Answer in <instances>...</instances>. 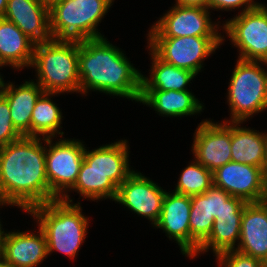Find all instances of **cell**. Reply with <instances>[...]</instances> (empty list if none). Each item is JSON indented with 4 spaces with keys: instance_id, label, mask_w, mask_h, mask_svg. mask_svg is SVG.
Instances as JSON below:
<instances>
[{
    "instance_id": "cell-1",
    "label": "cell",
    "mask_w": 267,
    "mask_h": 267,
    "mask_svg": "<svg viewBox=\"0 0 267 267\" xmlns=\"http://www.w3.org/2000/svg\"><path fill=\"white\" fill-rule=\"evenodd\" d=\"M41 139V136H23L0 147V198L26 213L49 202L45 147Z\"/></svg>"
},
{
    "instance_id": "cell-2",
    "label": "cell",
    "mask_w": 267,
    "mask_h": 267,
    "mask_svg": "<svg viewBox=\"0 0 267 267\" xmlns=\"http://www.w3.org/2000/svg\"><path fill=\"white\" fill-rule=\"evenodd\" d=\"M106 39L79 41L80 93L99 91L139 102L142 73Z\"/></svg>"
},
{
    "instance_id": "cell-3",
    "label": "cell",
    "mask_w": 267,
    "mask_h": 267,
    "mask_svg": "<svg viewBox=\"0 0 267 267\" xmlns=\"http://www.w3.org/2000/svg\"><path fill=\"white\" fill-rule=\"evenodd\" d=\"M28 214L37 221V226L44 232L48 255L61 252L74 258L87 236L90 221L82 213L80 202L70 203L55 199L31 208Z\"/></svg>"
},
{
    "instance_id": "cell-4",
    "label": "cell",
    "mask_w": 267,
    "mask_h": 267,
    "mask_svg": "<svg viewBox=\"0 0 267 267\" xmlns=\"http://www.w3.org/2000/svg\"><path fill=\"white\" fill-rule=\"evenodd\" d=\"M79 41L52 39L34 46L31 67L45 92L80 93Z\"/></svg>"
},
{
    "instance_id": "cell-5",
    "label": "cell",
    "mask_w": 267,
    "mask_h": 267,
    "mask_svg": "<svg viewBox=\"0 0 267 267\" xmlns=\"http://www.w3.org/2000/svg\"><path fill=\"white\" fill-rule=\"evenodd\" d=\"M114 0H62L49 8L53 39L76 40L104 37L97 26Z\"/></svg>"
},
{
    "instance_id": "cell-6",
    "label": "cell",
    "mask_w": 267,
    "mask_h": 267,
    "mask_svg": "<svg viewBox=\"0 0 267 267\" xmlns=\"http://www.w3.org/2000/svg\"><path fill=\"white\" fill-rule=\"evenodd\" d=\"M237 60L228 85L229 121L244 122L267 109V71L263 68L267 63Z\"/></svg>"
},
{
    "instance_id": "cell-7",
    "label": "cell",
    "mask_w": 267,
    "mask_h": 267,
    "mask_svg": "<svg viewBox=\"0 0 267 267\" xmlns=\"http://www.w3.org/2000/svg\"><path fill=\"white\" fill-rule=\"evenodd\" d=\"M45 146L46 176L49 183V201L62 199L72 203L67 192L73 188L84 160L85 144L78 139L42 138ZM48 147V148H47Z\"/></svg>"
},
{
    "instance_id": "cell-8",
    "label": "cell",
    "mask_w": 267,
    "mask_h": 267,
    "mask_svg": "<svg viewBox=\"0 0 267 267\" xmlns=\"http://www.w3.org/2000/svg\"><path fill=\"white\" fill-rule=\"evenodd\" d=\"M147 41L161 60L197 75L204 60L223 44V37H148Z\"/></svg>"
},
{
    "instance_id": "cell-9",
    "label": "cell",
    "mask_w": 267,
    "mask_h": 267,
    "mask_svg": "<svg viewBox=\"0 0 267 267\" xmlns=\"http://www.w3.org/2000/svg\"><path fill=\"white\" fill-rule=\"evenodd\" d=\"M221 27L239 49V59L267 63V10L262 3L236 14Z\"/></svg>"
},
{
    "instance_id": "cell-10",
    "label": "cell",
    "mask_w": 267,
    "mask_h": 267,
    "mask_svg": "<svg viewBox=\"0 0 267 267\" xmlns=\"http://www.w3.org/2000/svg\"><path fill=\"white\" fill-rule=\"evenodd\" d=\"M210 15L205 7L174 4L152 25L147 37H223L224 41V35L218 31L219 22L213 23Z\"/></svg>"
},
{
    "instance_id": "cell-11",
    "label": "cell",
    "mask_w": 267,
    "mask_h": 267,
    "mask_svg": "<svg viewBox=\"0 0 267 267\" xmlns=\"http://www.w3.org/2000/svg\"><path fill=\"white\" fill-rule=\"evenodd\" d=\"M192 153L212 173L231 161V121L205 119L195 130Z\"/></svg>"
},
{
    "instance_id": "cell-12",
    "label": "cell",
    "mask_w": 267,
    "mask_h": 267,
    "mask_svg": "<svg viewBox=\"0 0 267 267\" xmlns=\"http://www.w3.org/2000/svg\"><path fill=\"white\" fill-rule=\"evenodd\" d=\"M166 190L145 177L140 172H133L119 187L115 202L124 205L132 212L150 220L154 225L158 222Z\"/></svg>"
},
{
    "instance_id": "cell-13",
    "label": "cell",
    "mask_w": 267,
    "mask_h": 267,
    "mask_svg": "<svg viewBox=\"0 0 267 267\" xmlns=\"http://www.w3.org/2000/svg\"><path fill=\"white\" fill-rule=\"evenodd\" d=\"M213 184L245 202L267 200V186L260 167L230 161L213 172Z\"/></svg>"
},
{
    "instance_id": "cell-14",
    "label": "cell",
    "mask_w": 267,
    "mask_h": 267,
    "mask_svg": "<svg viewBox=\"0 0 267 267\" xmlns=\"http://www.w3.org/2000/svg\"><path fill=\"white\" fill-rule=\"evenodd\" d=\"M35 44L52 40L49 7L40 0H8L3 16Z\"/></svg>"
},
{
    "instance_id": "cell-15",
    "label": "cell",
    "mask_w": 267,
    "mask_h": 267,
    "mask_svg": "<svg viewBox=\"0 0 267 267\" xmlns=\"http://www.w3.org/2000/svg\"><path fill=\"white\" fill-rule=\"evenodd\" d=\"M191 197L176 192H166L161 215L154 225L179 245L183 255L190 258Z\"/></svg>"
},
{
    "instance_id": "cell-16",
    "label": "cell",
    "mask_w": 267,
    "mask_h": 267,
    "mask_svg": "<svg viewBox=\"0 0 267 267\" xmlns=\"http://www.w3.org/2000/svg\"><path fill=\"white\" fill-rule=\"evenodd\" d=\"M235 250L267 263V200L246 203Z\"/></svg>"
},
{
    "instance_id": "cell-17",
    "label": "cell",
    "mask_w": 267,
    "mask_h": 267,
    "mask_svg": "<svg viewBox=\"0 0 267 267\" xmlns=\"http://www.w3.org/2000/svg\"><path fill=\"white\" fill-rule=\"evenodd\" d=\"M127 140L102 145L92 151L85 148L84 160L96 171L119 187L135 170L129 168V145Z\"/></svg>"
},
{
    "instance_id": "cell-18",
    "label": "cell",
    "mask_w": 267,
    "mask_h": 267,
    "mask_svg": "<svg viewBox=\"0 0 267 267\" xmlns=\"http://www.w3.org/2000/svg\"><path fill=\"white\" fill-rule=\"evenodd\" d=\"M8 232L2 257L15 267H37L48 256L44 232Z\"/></svg>"
},
{
    "instance_id": "cell-19",
    "label": "cell",
    "mask_w": 267,
    "mask_h": 267,
    "mask_svg": "<svg viewBox=\"0 0 267 267\" xmlns=\"http://www.w3.org/2000/svg\"><path fill=\"white\" fill-rule=\"evenodd\" d=\"M45 91L33 80H27L20 86L5 83L3 96L10 107V115L15 129L22 135L31 137V115L39 97Z\"/></svg>"
},
{
    "instance_id": "cell-20",
    "label": "cell",
    "mask_w": 267,
    "mask_h": 267,
    "mask_svg": "<svg viewBox=\"0 0 267 267\" xmlns=\"http://www.w3.org/2000/svg\"><path fill=\"white\" fill-rule=\"evenodd\" d=\"M35 43L13 22L0 17V64L15 69L31 67Z\"/></svg>"
},
{
    "instance_id": "cell-21",
    "label": "cell",
    "mask_w": 267,
    "mask_h": 267,
    "mask_svg": "<svg viewBox=\"0 0 267 267\" xmlns=\"http://www.w3.org/2000/svg\"><path fill=\"white\" fill-rule=\"evenodd\" d=\"M231 122V161L263 168L267 153V134Z\"/></svg>"
},
{
    "instance_id": "cell-22",
    "label": "cell",
    "mask_w": 267,
    "mask_h": 267,
    "mask_svg": "<svg viewBox=\"0 0 267 267\" xmlns=\"http://www.w3.org/2000/svg\"><path fill=\"white\" fill-rule=\"evenodd\" d=\"M139 102L165 117L195 115L204 107L191 91H141Z\"/></svg>"
},
{
    "instance_id": "cell-23",
    "label": "cell",
    "mask_w": 267,
    "mask_h": 267,
    "mask_svg": "<svg viewBox=\"0 0 267 267\" xmlns=\"http://www.w3.org/2000/svg\"><path fill=\"white\" fill-rule=\"evenodd\" d=\"M149 53L151 72L149 78L142 74L141 91H190L187 84L196 76L193 72L164 62L151 49Z\"/></svg>"
},
{
    "instance_id": "cell-24",
    "label": "cell",
    "mask_w": 267,
    "mask_h": 267,
    "mask_svg": "<svg viewBox=\"0 0 267 267\" xmlns=\"http://www.w3.org/2000/svg\"><path fill=\"white\" fill-rule=\"evenodd\" d=\"M242 214L243 212H224L217 215L209 237L199 246L197 253L191 259L199 253L208 252L210 248L214 256L224 251L235 250L237 246L235 243L240 239Z\"/></svg>"
},
{
    "instance_id": "cell-25",
    "label": "cell",
    "mask_w": 267,
    "mask_h": 267,
    "mask_svg": "<svg viewBox=\"0 0 267 267\" xmlns=\"http://www.w3.org/2000/svg\"><path fill=\"white\" fill-rule=\"evenodd\" d=\"M57 93L44 92L36 104L31 115V137L54 138L56 134L63 137L60 131L62 124V112L51 98ZM60 128V129H59Z\"/></svg>"
},
{
    "instance_id": "cell-26",
    "label": "cell",
    "mask_w": 267,
    "mask_h": 267,
    "mask_svg": "<svg viewBox=\"0 0 267 267\" xmlns=\"http://www.w3.org/2000/svg\"><path fill=\"white\" fill-rule=\"evenodd\" d=\"M79 193L80 196L93 201L109 198L115 200L118 187L102 172L91 168L83 160L76 182L71 191Z\"/></svg>"
},
{
    "instance_id": "cell-27",
    "label": "cell",
    "mask_w": 267,
    "mask_h": 267,
    "mask_svg": "<svg viewBox=\"0 0 267 267\" xmlns=\"http://www.w3.org/2000/svg\"><path fill=\"white\" fill-rule=\"evenodd\" d=\"M214 223L208 208V190L202 194L191 196L190 259L197 253L199 246L209 237Z\"/></svg>"
},
{
    "instance_id": "cell-28",
    "label": "cell",
    "mask_w": 267,
    "mask_h": 267,
    "mask_svg": "<svg viewBox=\"0 0 267 267\" xmlns=\"http://www.w3.org/2000/svg\"><path fill=\"white\" fill-rule=\"evenodd\" d=\"M178 179L175 192L190 197L204 193L213 185V173L196 160L183 169Z\"/></svg>"
},
{
    "instance_id": "cell-29",
    "label": "cell",
    "mask_w": 267,
    "mask_h": 267,
    "mask_svg": "<svg viewBox=\"0 0 267 267\" xmlns=\"http://www.w3.org/2000/svg\"><path fill=\"white\" fill-rule=\"evenodd\" d=\"M247 202L229 195L226 191L214 184L208 189V208L214 219L224 212H243Z\"/></svg>"
},
{
    "instance_id": "cell-30",
    "label": "cell",
    "mask_w": 267,
    "mask_h": 267,
    "mask_svg": "<svg viewBox=\"0 0 267 267\" xmlns=\"http://www.w3.org/2000/svg\"><path fill=\"white\" fill-rule=\"evenodd\" d=\"M23 136L15 129L7 99L0 96V147L17 141Z\"/></svg>"
},
{
    "instance_id": "cell-31",
    "label": "cell",
    "mask_w": 267,
    "mask_h": 267,
    "mask_svg": "<svg viewBox=\"0 0 267 267\" xmlns=\"http://www.w3.org/2000/svg\"><path fill=\"white\" fill-rule=\"evenodd\" d=\"M219 267H267L266 263L237 250H228L216 255Z\"/></svg>"
},
{
    "instance_id": "cell-32",
    "label": "cell",
    "mask_w": 267,
    "mask_h": 267,
    "mask_svg": "<svg viewBox=\"0 0 267 267\" xmlns=\"http://www.w3.org/2000/svg\"><path fill=\"white\" fill-rule=\"evenodd\" d=\"M260 3L259 2H254V0H210V4H209V10H224V11H229V10H233V9H239L241 7H245L242 8L241 13L253 9L255 7H257Z\"/></svg>"
},
{
    "instance_id": "cell-33",
    "label": "cell",
    "mask_w": 267,
    "mask_h": 267,
    "mask_svg": "<svg viewBox=\"0 0 267 267\" xmlns=\"http://www.w3.org/2000/svg\"><path fill=\"white\" fill-rule=\"evenodd\" d=\"M4 205L16 206L14 203L0 198V206H4ZM1 224L2 223L0 221V257H2V255H3L6 238H7V235H8V232L6 233V232H4V230H2V225Z\"/></svg>"
},
{
    "instance_id": "cell-34",
    "label": "cell",
    "mask_w": 267,
    "mask_h": 267,
    "mask_svg": "<svg viewBox=\"0 0 267 267\" xmlns=\"http://www.w3.org/2000/svg\"><path fill=\"white\" fill-rule=\"evenodd\" d=\"M179 6L205 7L209 9L210 0H176Z\"/></svg>"
},
{
    "instance_id": "cell-35",
    "label": "cell",
    "mask_w": 267,
    "mask_h": 267,
    "mask_svg": "<svg viewBox=\"0 0 267 267\" xmlns=\"http://www.w3.org/2000/svg\"><path fill=\"white\" fill-rule=\"evenodd\" d=\"M7 1L8 0H0V17H3L5 14Z\"/></svg>"
},
{
    "instance_id": "cell-36",
    "label": "cell",
    "mask_w": 267,
    "mask_h": 267,
    "mask_svg": "<svg viewBox=\"0 0 267 267\" xmlns=\"http://www.w3.org/2000/svg\"><path fill=\"white\" fill-rule=\"evenodd\" d=\"M262 170H263V178L267 186V153H266L265 163H264Z\"/></svg>"
},
{
    "instance_id": "cell-37",
    "label": "cell",
    "mask_w": 267,
    "mask_h": 267,
    "mask_svg": "<svg viewBox=\"0 0 267 267\" xmlns=\"http://www.w3.org/2000/svg\"><path fill=\"white\" fill-rule=\"evenodd\" d=\"M0 267H15L10 262L6 261L3 257H0Z\"/></svg>"
},
{
    "instance_id": "cell-38",
    "label": "cell",
    "mask_w": 267,
    "mask_h": 267,
    "mask_svg": "<svg viewBox=\"0 0 267 267\" xmlns=\"http://www.w3.org/2000/svg\"><path fill=\"white\" fill-rule=\"evenodd\" d=\"M45 6L51 7L53 4L62 1V0H40Z\"/></svg>"
},
{
    "instance_id": "cell-39",
    "label": "cell",
    "mask_w": 267,
    "mask_h": 267,
    "mask_svg": "<svg viewBox=\"0 0 267 267\" xmlns=\"http://www.w3.org/2000/svg\"><path fill=\"white\" fill-rule=\"evenodd\" d=\"M2 67H4V65L0 64V68ZM4 87H5V82L2 78V75H0V96L3 94Z\"/></svg>"
}]
</instances>
